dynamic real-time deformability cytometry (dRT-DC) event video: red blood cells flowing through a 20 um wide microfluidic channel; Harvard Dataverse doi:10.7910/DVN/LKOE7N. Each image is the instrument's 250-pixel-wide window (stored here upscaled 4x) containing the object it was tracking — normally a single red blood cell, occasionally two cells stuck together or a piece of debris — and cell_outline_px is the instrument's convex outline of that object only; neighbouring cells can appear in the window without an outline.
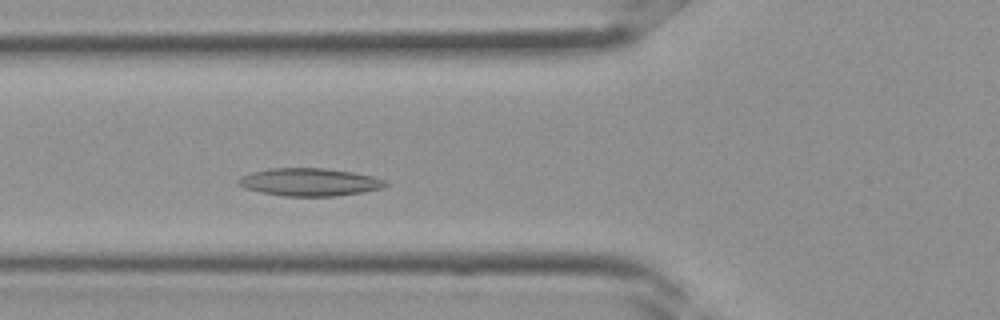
{"species": "Egyptian fruit bat (a non-hibernating species)", "species_latin": "Rousettus aegyptiacus", "temperature_condition": "room temperature", "stored_images_in_passage": 32, "camera_frame_rate_fps": 3000, "um_per_image_px": 0.085, "frame": {"image": 1, "passage_image": 9, "time_ms": 2.667, "image_size_px": [1000, 320], "cell_outline_px": [[388, 184], [380, 188], [364, 192], [336, 196], [284, 196], [260, 192], [244, 188], [236, 184], [236, 180], [240, 176], [252, 172], [272, 168], [324, 168], [352, 172], [372, 176], [384, 180]], "centroid_in_image_um": [26.25, 15.48], "position_along_channel_um": 99.5, "area_um2": 23.81}}
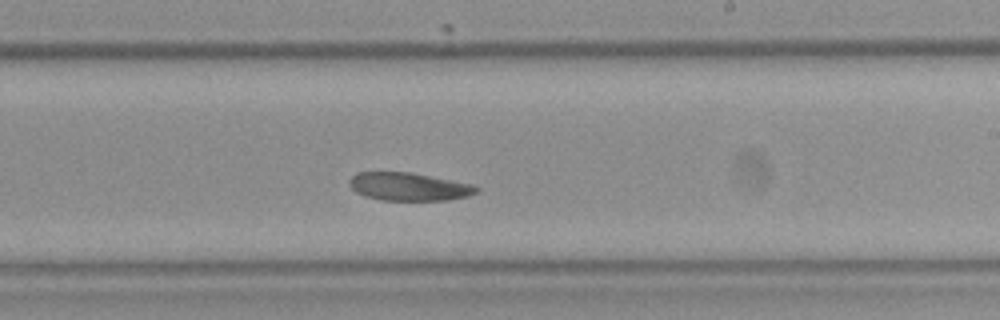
{"frame": {"image": 2, "passage_image": 17, "time_ms": 5.333, "image_size_px": [1000, 320], "cell_outline_px": [[480, 188], [476, 192], [468, 196], [448, 200], [380, 200], [364, 196], [356, 192], [348, 184], [348, 180], [356, 172], [412, 172], [472, 184]], "centroid_in_image_um": [34.72, 15.86], "position_along_channel_um": 254.3, "area_um2": 20.87}}
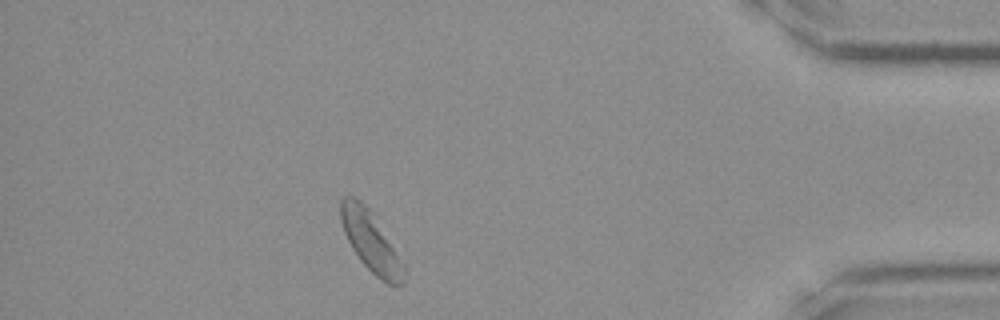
{"frame": {"image": 3, "passage_image": 27, "time_ms": 8.667, "image_size_px": [1000, 320], "cell_outline_px": [[408, 268], [404, 284], [388, 284], [380, 280], [360, 260], [352, 248], [344, 232], [340, 220], [340, 200], [344, 196], [356, 196], [376, 212]], "centroid_in_image_um": [31.6, 20.49], "position_along_channel_um": 403.6, "area_um2": 23.52}}